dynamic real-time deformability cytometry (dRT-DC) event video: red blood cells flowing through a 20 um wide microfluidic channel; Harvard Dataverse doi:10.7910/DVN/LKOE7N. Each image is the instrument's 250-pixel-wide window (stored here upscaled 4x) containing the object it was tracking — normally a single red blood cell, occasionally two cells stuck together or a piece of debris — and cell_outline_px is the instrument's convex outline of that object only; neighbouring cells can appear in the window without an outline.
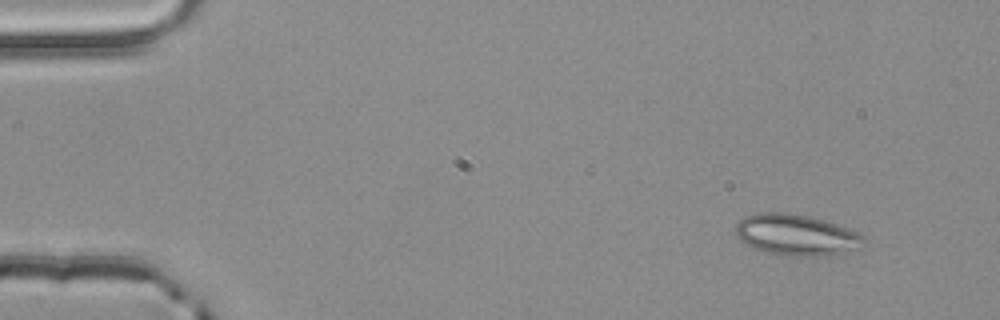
{"species": "common noctule bat (a hibernating species)", "species_latin": "Nyctalus noctula", "temperature_condition": "room temperature", "stored_images_in_passage": 4, "camera_frame_rate_fps": 3000, "um_per_image_px": 0.085, "animal": {"sex": "male", "body_mass_g": 20.4}, "frame": {"image": 1, "passage_image": 1, "time_ms": 0.0, "image_size_px": [1000, 320], "cell_outline_px": [[864, 240], [844, 252], [828, 256], [792, 256], [768, 252], [756, 248], [740, 240], [736, 236], [736, 224], [744, 216], [760, 212], [784, 212], [808, 216], [824, 220], [848, 228], [864, 236]], "centroid_in_image_um": [67.62, 19.94], "position_along_channel_um": 17.4, "area_um2": 30.11}}